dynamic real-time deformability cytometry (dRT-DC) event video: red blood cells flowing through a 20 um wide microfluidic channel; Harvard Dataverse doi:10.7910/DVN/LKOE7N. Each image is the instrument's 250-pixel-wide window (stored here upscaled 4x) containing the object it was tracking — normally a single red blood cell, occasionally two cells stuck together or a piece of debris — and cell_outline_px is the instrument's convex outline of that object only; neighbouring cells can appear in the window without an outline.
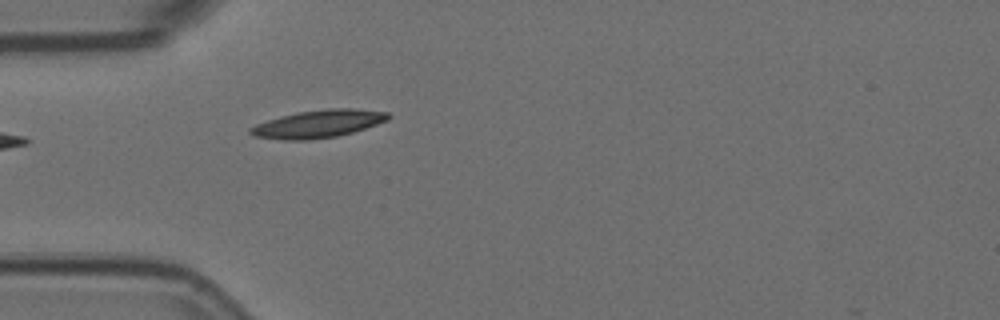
{"species": "Egyptian fruit bat (a non-hibernating species)", "species_latin": "Rousettus aegyptiacus", "temperature_condition": "room temperature", "stored_images_in_passage": 18, "camera_frame_rate_fps": 3000, "um_per_image_px": 0.085, "animal": {"sex": "female"}, "frame": {"image": 1, "passage_image": 1, "time_ms": 0.0, "image_size_px": [1000, 320], "cell_outline_px": [[392, 116], [388, 120], [352, 132], [336, 136], [308, 140], [284, 140], [252, 136], [248, 132], [248, 128], [256, 124], [280, 116], [296, 112], [328, 108], [356, 108], [388, 112]], "centroid_in_image_um": [27.03, 10.52], "position_along_channel_um": 58.0, "area_um2": 22.37}}
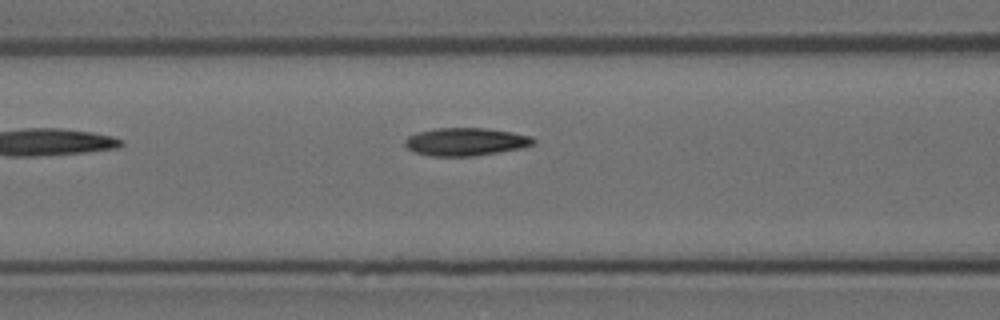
{"frame": {"image": 2, "passage_image": 7, "time_ms": 2.0, "image_size_px": [1000, 320], "cell_outline_px": [[536, 144], [520, 148], [476, 156], [428, 156], [416, 152], [408, 148], [404, 144], [404, 140], [408, 136], [420, 132], [436, 128], [484, 128], [512, 132], [532, 136], [536, 140]], "centroid_in_image_um": [39.61, 12.05], "position_along_channel_um": 127.0, "area_um2": 20.87}}
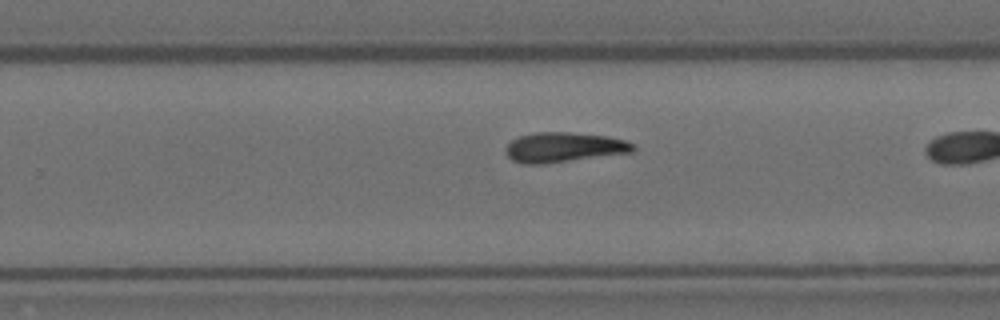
{"frame": {"image": 3, "passage_image": 17, "time_ms": 5.333, "image_size_px": [1000, 320], "cell_outline_px": [[636, 148], [632, 152], [540, 164], [524, 164], [512, 160], [504, 152], [504, 148], [512, 140], [520, 136], [536, 132], [572, 132], [608, 136], [624, 140], [632, 144]], "centroid_in_image_um": [47.89, 12.51], "position_along_channel_um": 281.9, "area_um2": 22.02}}